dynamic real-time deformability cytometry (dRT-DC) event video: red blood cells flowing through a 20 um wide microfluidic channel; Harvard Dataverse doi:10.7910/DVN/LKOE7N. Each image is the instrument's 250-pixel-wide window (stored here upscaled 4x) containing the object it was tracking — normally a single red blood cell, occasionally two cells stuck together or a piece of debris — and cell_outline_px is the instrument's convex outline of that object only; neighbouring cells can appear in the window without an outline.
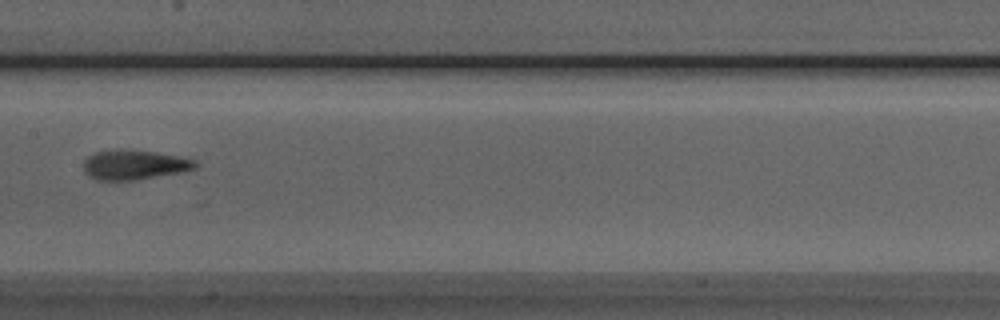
{"species": "Egyptian fruit bat (a non-hibernating species)", "species_latin": "Rousettus aegyptiacus", "temperature_condition": "room temperature", "stored_images_in_passage": 5, "camera_frame_rate_fps": 3000, "um_per_image_px": 0.085, "animal": {"sex": "male"}, "frame": {"image": 1, "passage_image": 5, "time_ms": 4.333, "image_size_px": [1000, 320], "cell_outline_px": [[196, 168], [184, 172], [136, 180], [96, 180], [88, 176], [84, 172], [84, 160], [88, 156], [96, 152], [156, 152], [180, 156], [196, 160]], "centroid_in_image_um": [11.46, 14.06], "position_along_channel_um": 195.9, "area_um2": 18.79}}